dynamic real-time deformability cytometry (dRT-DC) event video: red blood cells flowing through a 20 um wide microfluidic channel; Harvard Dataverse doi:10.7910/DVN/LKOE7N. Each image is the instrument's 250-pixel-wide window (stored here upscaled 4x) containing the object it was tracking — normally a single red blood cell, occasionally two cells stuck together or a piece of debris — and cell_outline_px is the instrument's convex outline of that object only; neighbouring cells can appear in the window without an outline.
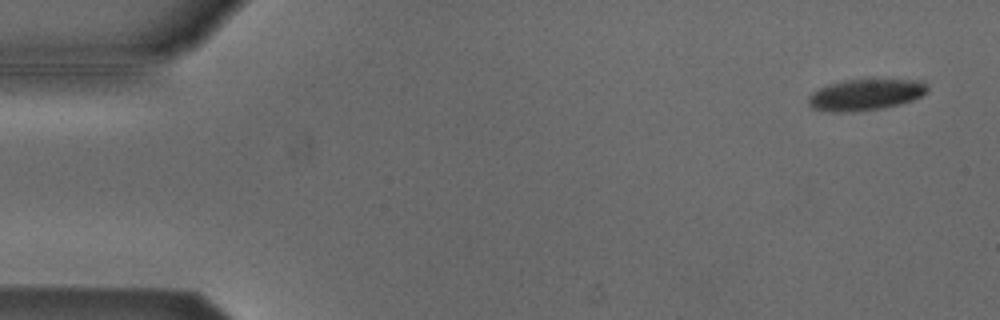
{"species": "Egyptian fruit bat (a non-hibernating species)", "species_latin": "Rousettus aegyptiacus", "temperature_condition": "cold", "stored_images_in_passage": 52, "camera_frame_rate_fps": 3000, "um_per_image_px": 0.085, "animal": {"sex": "male"}, "frame": {"image": 1, "passage_image": 3, "time_ms": 0.667, "image_size_px": [1000, 320], "cell_outline_px": [[928, 92], [912, 100], [900, 104], [884, 108], [856, 112], [828, 112], [812, 108], [808, 104], [808, 96], [812, 92], [828, 84], [844, 80], [920, 80], [928, 88]], "centroid_in_image_um": [73.53, 8.07], "position_along_channel_um": 11.5, "area_um2": 21.73}}
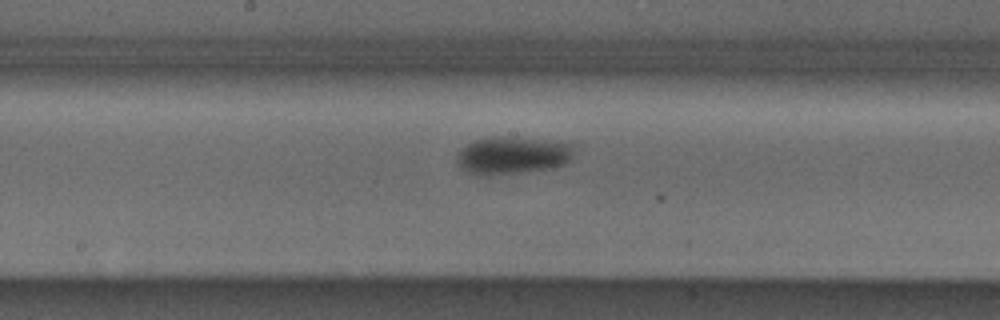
{"frame": {"image": 2, "passage_image": 28, "time_ms": 9.0, "image_size_px": [1000, 320], "cell_outline_px": [[576, 144], [572, 156], [564, 164], [552, 168], [492, 176], [476, 176], [468, 172], [456, 160], [456, 152], [468, 144], [476, 140], [488, 136], [512, 136], [568, 140]], "centroid_in_image_um": [43.63, 13.17], "position_along_channel_um": 204.6, "area_um2": 26.7}}
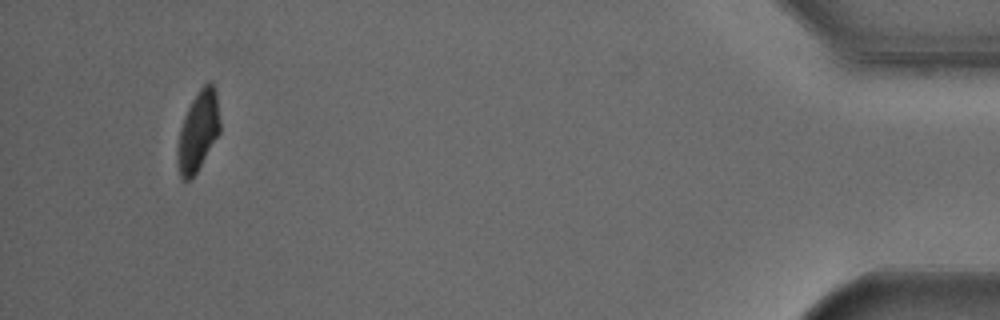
{"frame": {"image": 3, "passage_image": 51, "time_ms": 16.667, "image_size_px": [1000, 320], "cell_outline_px": [[220, 132], [196, 172], [188, 180], [184, 180], [180, 176], [176, 160], [176, 152], [180, 128], [184, 116], [192, 100], [200, 88], [208, 80], [212, 80], [216, 88], [220, 120]], "centroid_in_image_um": [16.84, 11.1], "position_along_channel_um": 418.4, "area_um2": 19.88}}